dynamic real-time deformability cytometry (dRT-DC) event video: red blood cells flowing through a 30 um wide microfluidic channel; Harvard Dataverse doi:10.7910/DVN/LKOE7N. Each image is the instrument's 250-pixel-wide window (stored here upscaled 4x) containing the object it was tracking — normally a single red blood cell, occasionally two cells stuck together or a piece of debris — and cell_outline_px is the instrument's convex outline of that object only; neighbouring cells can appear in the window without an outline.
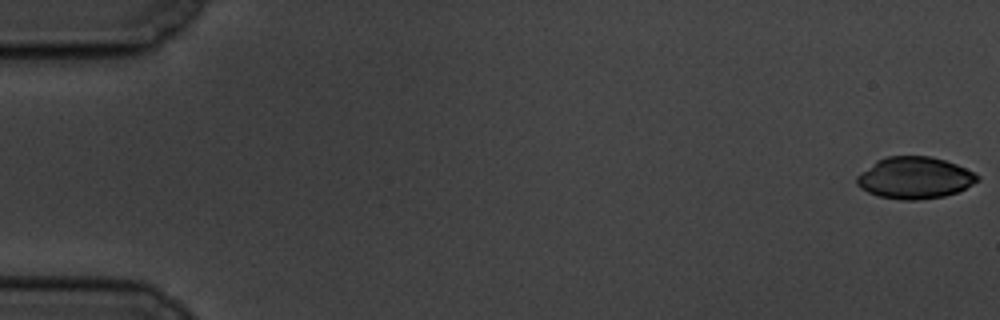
{"species": "common noctule bat (a hibernating species)", "species_latin": "Nyctalus noctula", "temperature_condition": "cold", "stored_images_in_passage": 58, "camera_frame_rate_fps": 3000, "um_per_image_px": 0.085, "animal": {"sex": "male", "body_mass_g": 19.5, "forearm_length_mm": 54.6}, "frame": {"image": 1, "passage_image": 1, "time_ms": 0.0, "image_size_px": [1000, 320], "cell_outline_px": [[980, 180], [956, 192], [944, 196], [920, 200], [900, 200], [880, 196], [868, 192], [860, 188], [856, 184], [856, 176], [860, 172], [876, 160], [888, 156], [932, 156], [956, 164], [980, 176]], "centroid_in_image_um": [77.71, 15.11], "position_along_channel_um": 7.3, "area_um2": 29.36}}
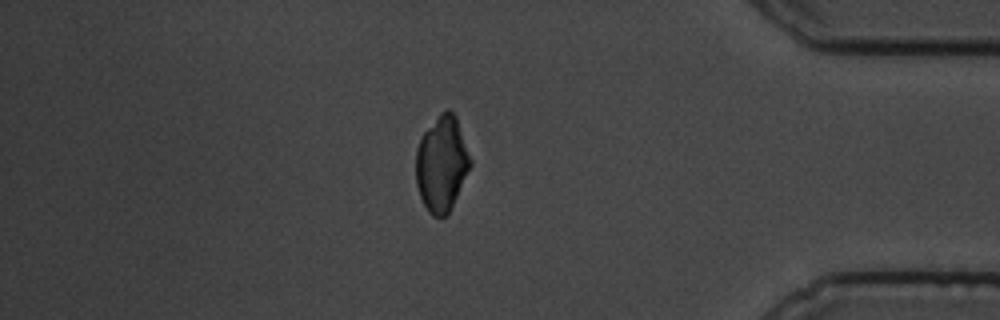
{"frame": {"image": 2, "passage_image": 50, "time_ms": 16.333, "image_size_px": [1000, 320], "cell_outline_px": [[472, 164], [448, 212], [444, 216], [432, 216], [428, 212], [420, 196], [416, 184], [416, 148], [424, 132], [440, 112], [448, 108], [456, 116], [472, 160]], "centroid_in_image_um": [37.54, 13.89], "position_along_channel_um": 397.7, "area_um2": 30.0}}
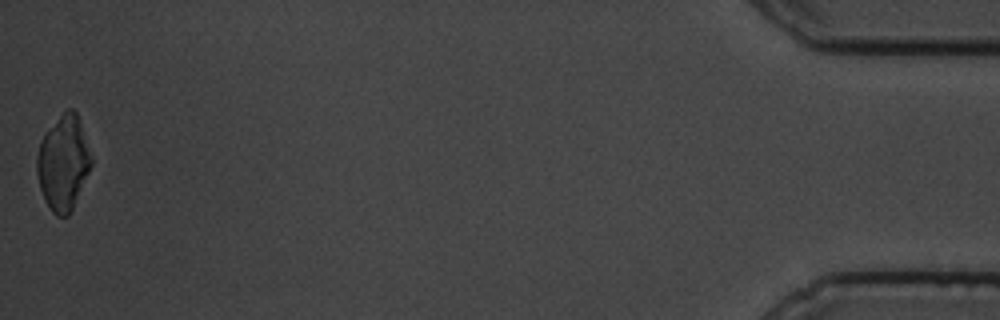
{"frame": {"image": 3, "passage_image": 58, "time_ms": 19.0, "image_size_px": [1000, 320], "cell_outline_px": [[92, 164], [72, 208], [68, 216], [56, 216], [52, 212], [44, 200], [40, 188], [36, 172], [36, 156], [40, 140], [44, 132], [68, 108], [72, 108], [76, 112], [92, 160]], "centroid_in_image_um": [5.33, 13.86], "position_along_channel_um": 429.9, "area_um2": 29.59}}